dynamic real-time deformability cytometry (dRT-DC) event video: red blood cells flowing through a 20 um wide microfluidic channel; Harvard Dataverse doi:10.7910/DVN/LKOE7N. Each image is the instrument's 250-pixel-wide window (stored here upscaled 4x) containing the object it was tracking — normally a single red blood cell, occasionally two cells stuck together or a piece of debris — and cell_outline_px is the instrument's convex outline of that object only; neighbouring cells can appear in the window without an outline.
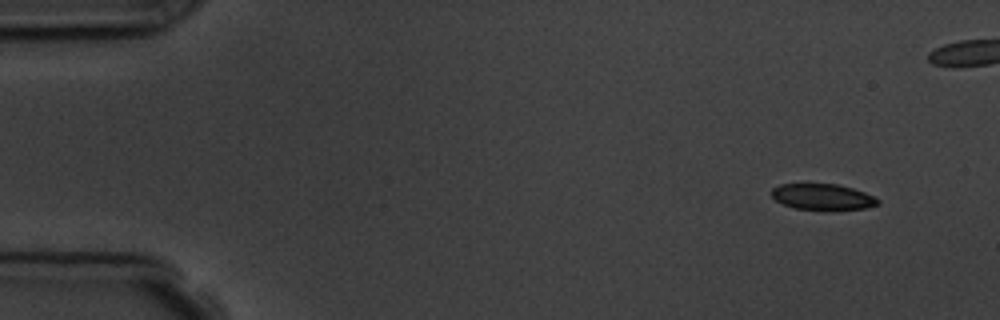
{"species": "common noctule bat (a hibernating species)", "species_latin": "Nyctalus noctula", "temperature_condition": "room temperature", "stored_images_in_passage": 9, "camera_frame_rate_fps": 3000, "um_per_image_px": 0.085, "animal": {"sex": "male", "body_mass_g": 19.5, "forearm_length_mm": 54.6}, "frame": {"image": 1, "passage_image": 1, "time_ms": 0.0, "image_size_px": [1000, 320], "cell_outline_px": [[880, 204], [864, 208], [832, 212], [824, 212], [796, 208], [784, 204], [776, 200], [772, 196], [772, 188], [780, 184], [836, 184], [852, 188], [864, 192], [880, 200]], "centroid_in_image_um": [69.95, 16.77], "position_along_channel_um": 15.1, "area_um2": 16.53}}
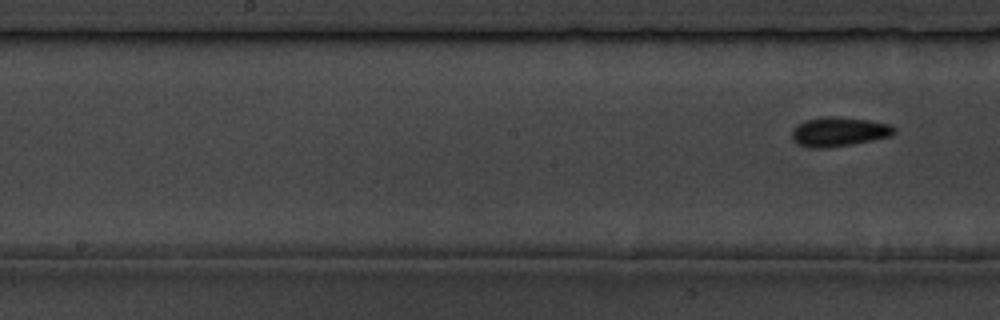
{"frame": {"image": 2, "passage_image": 9, "time_ms": 9.667, "image_size_px": [1000, 320], "cell_outline_px": [[896, 132], [892, 136], [852, 144], [828, 148], [812, 148], [796, 144], [792, 140], [792, 128], [796, 124], [804, 120], [824, 116], [836, 116], [868, 120], [892, 124], [896, 128]], "centroid_in_image_um": [71.29, 11.19], "position_along_channel_um": 176.9, "area_um2": 17.86}}